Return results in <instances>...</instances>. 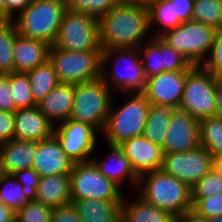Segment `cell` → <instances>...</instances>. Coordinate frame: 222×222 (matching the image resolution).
I'll return each instance as SVG.
<instances>
[{"label": "cell", "instance_id": "1", "mask_svg": "<svg viewBox=\"0 0 222 222\" xmlns=\"http://www.w3.org/2000/svg\"><path fill=\"white\" fill-rule=\"evenodd\" d=\"M101 49L139 48L152 39L145 0L116 4L99 19Z\"/></svg>", "mask_w": 222, "mask_h": 222}, {"label": "cell", "instance_id": "2", "mask_svg": "<svg viewBox=\"0 0 222 222\" xmlns=\"http://www.w3.org/2000/svg\"><path fill=\"white\" fill-rule=\"evenodd\" d=\"M118 95L121 98H117ZM150 107V101L142 93L114 94L104 129L100 134L102 144L118 146L125 140L141 136Z\"/></svg>", "mask_w": 222, "mask_h": 222}, {"label": "cell", "instance_id": "3", "mask_svg": "<svg viewBox=\"0 0 222 222\" xmlns=\"http://www.w3.org/2000/svg\"><path fill=\"white\" fill-rule=\"evenodd\" d=\"M134 193L154 207L169 212L175 218L192 210L191 188L162 169L138 177Z\"/></svg>", "mask_w": 222, "mask_h": 222}, {"label": "cell", "instance_id": "4", "mask_svg": "<svg viewBox=\"0 0 222 222\" xmlns=\"http://www.w3.org/2000/svg\"><path fill=\"white\" fill-rule=\"evenodd\" d=\"M101 78L115 94L142 93L147 78L139 48L102 50Z\"/></svg>", "mask_w": 222, "mask_h": 222}, {"label": "cell", "instance_id": "5", "mask_svg": "<svg viewBox=\"0 0 222 222\" xmlns=\"http://www.w3.org/2000/svg\"><path fill=\"white\" fill-rule=\"evenodd\" d=\"M66 10L65 0H33L13 21L19 35L53 46Z\"/></svg>", "mask_w": 222, "mask_h": 222}, {"label": "cell", "instance_id": "6", "mask_svg": "<svg viewBox=\"0 0 222 222\" xmlns=\"http://www.w3.org/2000/svg\"><path fill=\"white\" fill-rule=\"evenodd\" d=\"M114 94L101 77L74 85V101L69 119L86 123L101 134Z\"/></svg>", "mask_w": 222, "mask_h": 222}, {"label": "cell", "instance_id": "7", "mask_svg": "<svg viewBox=\"0 0 222 222\" xmlns=\"http://www.w3.org/2000/svg\"><path fill=\"white\" fill-rule=\"evenodd\" d=\"M102 50L68 51L51 46L49 61L60 83L80 84L101 77Z\"/></svg>", "mask_w": 222, "mask_h": 222}, {"label": "cell", "instance_id": "8", "mask_svg": "<svg viewBox=\"0 0 222 222\" xmlns=\"http://www.w3.org/2000/svg\"><path fill=\"white\" fill-rule=\"evenodd\" d=\"M216 31L208 25L191 20L182 22L160 38L195 66L202 65L209 56Z\"/></svg>", "mask_w": 222, "mask_h": 222}, {"label": "cell", "instance_id": "9", "mask_svg": "<svg viewBox=\"0 0 222 222\" xmlns=\"http://www.w3.org/2000/svg\"><path fill=\"white\" fill-rule=\"evenodd\" d=\"M217 78L202 65L193 66L188 72L179 110L195 117L198 121L216 116L215 100Z\"/></svg>", "mask_w": 222, "mask_h": 222}, {"label": "cell", "instance_id": "10", "mask_svg": "<svg viewBox=\"0 0 222 222\" xmlns=\"http://www.w3.org/2000/svg\"><path fill=\"white\" fill-rule=\"evenodd\" d=\"M53 46L68 51L102 50L99 19L67 9Z\"/></svg>", "mask_w": 222, "mask_h": 222}, {"label": "cell", "instance_id": "11", "mask_svg": "<svg viewBox=\"0 0 222 222\" xmlns=\"http://www.w3.org/2000/svg\"><path fill=\"white\" fill-rule=\"evenodd\" d=\"M71 203L79 199L123 200L124 191L100 173L93 161L74 163L70 173Z\"/></svg>", "mask_w": 222, "mask_h": 222}, {"label": "cell", "instance_id": "12", "mask_svg": "<svg viewBox=\"0 0 222 222\" xmlns=\"http://www.w3.org/2000/svg\"><path fill=\"white\" fill-rule=\"evenodd\" d=\"M54 135L74 163L91 161L101 140L100 134L93 127L71 119L56 125Z\"/></svg>", "mask_w": 222, "mask_h": 222}, {"label": "cell", "instance_id": "13", "mask_svg": "<svg viewBox=\"0 0 222 222\" xmlns=\"http://www.w3.org/2000/svg\"><path fill=\"white\" fill-rule=\"evenodd\" d=\"M214 159L202 146L186 152L164 153L162 170L192 188L213 169Z\"/></svg>", "mask_w": 222, "mask_h": 222}, {"label": "cell", "instance_id": "14", "mask_svg": "<svg viewBox=\"0 0 222 222\" xmlns=\"http://www.w3.org/2000/svg\"><path fill=\"white\" fill-rule=\"evenodd\" d=\"M139 52L146 78L161 72L189 71L194 66L160 37L144 42Z\"/></svg>", "mask_w": 222, "mask_h": 222}, {"label": "cell", "instance_id": "15", "mask_svg": "<svg viewBox=\"0 0 222 222\" xmlns=\"http://www.w3.org/2000/svg\"><path fill=\"white\" fill-rule=\"evenodd\" d=\"M199 146V121L192 115L175 109L161 147L163 154L186 152Z\"/></svg>", "mask_w": 222, "mask_h": 222}, {"label": "cell", "instance_id": "16", "mask_svg": "<svg viewBox=\"0 0 222 222\" xmlns=\"http://www.w3.org/2000/svg\"><path fill=\"white\" fill-rule=\"evenodd\" d=\"M101 141L98 143L95 153L92 156L93 163L97 166L100 173L106 178L117 184L124 192L130 188L131 193L136 190L138 184V177L132 170L128 158L122 153L118 146L105 145V150L107 152H102L98 154V150ZM103 155V156H102ZM101 157V158H100ZM127 184V188L124 185ZM124 187V188H123ZM125 189V190H124Z\"/></svg>", "mask_w": 222, "mask_h": 222}, {"label": "cell", "instance_id": "17", "mask_svg": "<svg viewBox=\"0 0 222 222\" xmlns=\"http://www.w3.org/2000/svg\"><path fill=\"white\" fill-rule=\"evenodd\" d=\"M188 71L161 72L147 78L142 94L151 104L169 105L178 109Z\"/></svg>", "mask_w": 222, "mask_h": 222}, {"label": "cell", "instance_id": "18", "mask_svg": "<svg viewBox=\"0 0 222 222\" xmlns=\"http://www.w3.org/2000/svg\"><path fill=\"white\" fill-rule=\"evenodd\" d=\"M118 147L128 158L137 177L162 168L163 151L143 135L125 140Z\"/></svg>", "mask_w": 222, "mask_h": 222}, {"label": "cell", "instance_id": "19", "mask_svg": "<svg viewBox=\"0 0 222 222\" xmlns=\"http://www.w3.org/2000/svg\"><path fill=\"white\" fill-rule=\"evenodd\" d=\"M74 162L63 151L55 135L36 142V153L32 168L40 176L70 174Z\"/></svg>", "mask_w": 222, "mask_h": 222}, {"label": "cell", "instance_id": "20", "mask_svg": "<svg viewBox=\"0 0 222 222\" xmlns=\"http://www.w3.org/2000/svg\"><path fill=\"white\" fill-rule=\"evenodd\" d=\"M15 139L43 141L54 135L55 125L39 110L38 106L14 112Z\"/></svg>", "mask_w": 222, "mask_h": 222}, {"label": "cell", "instance_id": "21", "mask_svg": "<svg viewBox=\"0 0 222 222\" xmlns=\"http://www.w3.org/2000/svg\"><path fill=\"white\" fill-rule=\"evenodd\" d=\"M36 141L13 139L0 145V173L15 174L32 168Z\"/></svg>", "mask_w": 222, "mask_h": 222}, {"label": "cell", "instance_id": "22", "mask_svg": "<svg viewBox=\"0 0 222 222\" xmlns=\"http://www.w3.org/2000/svg\"><path fill=\"white\" fill-rule=\"evenodd\" d=\"M51 45L17 35L14 42V72L27 73L48 60Z\"/></svg>", "mask_w": 222, "mask_h": 222}, {"label": "cell", "instance_id": "23", "mask_svg": "<svg viewBox=\"0 0 222 222\" xmlns=\"http://www.w3.org/2000/svg\"><path fill=\"white\" fill-rule=\"evenodd\" d=\"M73 101L74 84L59 83L37 106L56 126L70 118Z\"/></svg>", "mask_w": 222, "mask_h": 222}, {"label": "cell", "instance_id": "24", "mask_svg": "<svg viewBox=\"0 0 222 222\" xmlns=\"http://www.w3.org/2000/svg\"><path fill=\"white\" fill-rule=\"evenodd\" d=\"M126 194L121 205V222H172L175 219L169 212L154 207L136 193L133 192V197L130 196L132 193L128 196L126 191Z\"/></svg>", "mask_w": 222, "mask_h": 222}, {"label": "cell", "instance_id": "25", "mask_svg": "<svg viewBox=\"0 0 222 222\" xmlns=\"http://www.w3.org/2000/svg\"><path fill=\"white\" fill-rule=\"evenodd\" d=\"M83 222H121L122 200L79 199L72 202Z\"/></svg>", "mask_w": 222, "mask_h": 222}, {"label": "cell", "instance_id": "26", "mask_svg": "<svg viewBox=\"0 0 222 222\" xmlns=\"http://www.w3.org/2000/svg\"><path fill=\"white\" fill-rule=\"evenodd\" d=\"M35 200L53 209L71 203L70 174L40 177Z\"/></svg>", "mask_w": 222, "mask_h": 222}, {"label": "cell", "instance_id": "27", "mask_svg": "<svg viewBox=\"0 0 222 222\" xmlns=\"http://www.w3.org/2000/svg\"><path fill=\"white\" fill-rule=\"evenodd\" d=\"M149 14V26L153 37H160L182 22L175 16L170 0H145Z\"/></svg>", "mask_w": 222, "mask_h": 222}, {"label": "cell", "instance_id": "28", "mask_svg": "<svg viewBox=\"0 0 222 222\" xmlns=\"http://www.w3.org/2000/svg\"><path fill=\"white\" fill-rule=\"evenodd\" d=\"M174 110L169 105L151 104L142 135L162 147Z\"/></svg>", "mask_w": 222, "mask_h": 222}, {"label": "cell", "instance_id": "29", "mask_svg": "<svg viewBox=\"0 0 222 222\" xmlns=\"http://www.w3.org/2000/svg\"><path fill=\"white\" fill-rule=\"evenodd\" d=\"M26 74L28 75L31 94L36 104L60 83L49 59Z\"/></svg>", "mask_w": 222, "mask_h": 222}, {"label": "cell", "instance_id": "30", "mask_svg": "<svg viewBox=\"0 0 222 222\" xmlns=\"http://www.w3.org/2000/svg\"><path fill=\"white\" fill-rule=\"evenodd\" d=\"M200 144L213 159L222 157V118L207 117L199 120Z\"/></svg>", "mask_w": 222, "mask_h": 222}, {"label": "cell", "instance_id": "31", "mask_svg": "<svg viewBox=\"0 0 222 222\" xmlns=\"http://www.w3.org/2000/svg\"><path fill=\"white\" fill-rule=\"evenodd\" d=\"M18 35L14 21L0 20V73L14 72V42Z\"/></svg>", "mask_w": 222, "mask_h": 222}, {"label": "cell", "instance_id": "32", "mask_svg": "<svg viewBox=\"0 0 222 222\" xmlns=\"http://www.w3.org/2000/svg\"><path fill=\"white\" fill-rule=\"evenodd\" d=\"M0 201L16 212L31 200L23 193L21 183L13 174L0 173Z\"/></svg>", "mask_w": 222, "mask_h": 222}, {"label": "cell", "instance_id": "33", "mask_svg": "<svg viewBox=\"0 0 222 222\" xmlns=\"http://www.w3.org/2000/svg\"><path fill=\"white\" fill-rule=\"evenodd\" d=\"M192 21L222 29V0H194Z\"/></svg>", "mask_w": 222, "mask_h": 222}, {"label": "cell", "instance_id": "34", "mask_svg": "<svg viewBox=\"0 0 222 222\" xmlns=\"http://www.w3.org/2000/svg\"><path fill=\"white\" fill-rule=\"evenodd\" d=\"M10 87L16 104V111L37 105L32 97L31 85L26 73H10Z\"/></svg>", "mask_w": 222, "mask_h": 222}, {"label": "cell", "instance_id": "35", "mask_svg": "<svg viewBox=\"0 0 222 222\" xmlns=\"http://www.w3.org/2000/svg\"><path fill=\"white\" fill-rule=\"evenodd\" d=\"M65 3L68 10L85 13L97 19L116 6L113 0H65Z\"/></svg>", "mask_w": 222, "mask_h": 222}, {"label": "cell", "instance_id": "36", "mask_svg": "<svg viewBox=\"0 0 222 222\" xmlns=\"http://www.w3.org/2000/svg\"><path fill=\"white\" fill-rule=\"evenodd\" d=\"M53 208L32 200L15 212V222H51Z\"/></svg>", "mask_w": 222, "mask_h": 222}, {"label": "cell", "instance_id": "37", "mask_svg": "<svg viewBox=\"0 0 222 222\" xmlns=\"http://www.w3.org/2000/svg\"><path fill=\"white\" fill-rule=\"evenodd\" d=\"M191 190L192 198H208L219 195L222 193V175L213 168Z\"/></svg>", "mask_w": 222, "mask_h": 222}, {"label": "cell", "instance_id": "38", "mask_svg": "<svg viewBox=\"0 0 222 222\" xmlns=\"http://www.w3.org/2000/svg\"><path fill=\"white\" fill-rule=\"evenodd\" d=\"M192 211L209 220L222 215V193L208 198H192Z\"/></svg>", "mask_w": 222, "mask_h": 222}, {"label": "cell", "instance_id": "39", "mask_svg": "<svg viewBox=\"0 0 222 222\" xmlns=\"http://www.w3.org/2000/svg\"><path fill=\"white\" fill-rule=\"evenodd\" d=\"M202 66L215 77L222 72V29L216 31L210 54Z\"/></svg>", "mask_w": 222, "mask_h": 222}, {"label": "cell", "instance_id": "40", "mask_svg": "<svg viewBox=\"0 0 222 222\" xmlns=\"http://www.w3.org/2000/svg\"><path fill=\"white\" fill-rule=\"evenodd\" d=\"M22 185L23 193L32 201L36 198V190L40 176L33 168L23 169L13 174Z\"/></svg>", "mask_w": 222, "mask_h": 222}, {"label": "cell", "instance_id": "41", "mask_svg": "<svg viewBox=\"0 0 222 222\" xmlns=\"http://www.w3.org/2000/svg\"><path fill=\"white\" fill-rule=\"evenodd\" d=\"M0 111H16V104L10 87V74L0 73Z\"/></svg>", "mask_w": 222, "mask_h": 222}, {"label": "cell", "instance_id": "42", "mask_svg": "<svg viewBox=\"0 0 222 222\" xmlns=\"http://www.w3.org/2000/svg\"><path fill=\"white\" fill-rule=\"evenodd\" d=\"M15 139L14 112L0 111V145Z\"/></svg>", "mask_w": 222, "mask_h": 222}, {"label": "cell", "instance_id": "43", "mask_svg": "<svg viewBox=\"0 0 222 222\" xmlns=\"http://www.w3.org/2000/svg\"><path fill=\"white\" fill-rule=\"evenodd\" d=\"M51 222H83L72 203L53 209Z\"/></svg>", "mask_w": 222, "mask_h": 222}, {"label": "cell", "instance_id": "44", "mask_svg": "<svg viewBox=\"0 0 222 222\" xmlns=\"http://www.w3.org/2000/svg\"><path fill=\"white\" fill-rule=\"evenodd\" d=\"M174 4L175 16L181 22L192 20L194 0H170Z\"/></svg>", "mask_w": 222, "mask_h": 222}, {"label": "cell", "instance_id": "45", "mask_svg": "<svg viewBox=\"0 0 222 222\" xmlns=\"http://www.w3.org/2000/svg\"><path fill=\"white\" fill-rule=\"evenodd\" d=\"M33 0H6V20L13 21Z\"/></svg>", "mask_w": 222, "mask_h": 222}, {"label": "cell", "instance_id": "46", "mask_svg": "<svg viewBox=\"0 0 222 222\" xmlns=\"http://www.w3.org/2000/svg\"><path fill=\"white\" fill-rule=\"evenodd\" d=\"M0 222H15V212L0 201Z\"/></svg>", "mask_w": 222, "mask_h": 222}, {"label": "cell", "instance_id": "47", "mask_svg": "<svg viewBox=\"0 0 222 222\" xmlns=\"http://www.w3.org/2000/svg\"><path fill=\"white\" fill-rule=\"evenodd\" d=\"M179 219L182 222H209V220L205 219L204 217H200L196 213H194L192 210L186 212L183 214Z\"/></svg>", "mask_w": 222, "mask_h": 222}, {"label": "cell", "instance_id": "48", "mask_svg": "<svg viewBox=\"0 0 222 222\" xmlns=\"http://www.w3.org/2000/svg\"><path fill=\"white\" fill-rule=\"evenodd\" d=\"M215 100L217 103V114L222 118V85L216 81Z\"/></svg>", "mask_w": 222, "mask_h": 222}, {"label": "cell", "instance_id": "49", "mask_svg": "<svg viewBox=\"0 0 222 222\" xmlns=\"http://www.w3.org/2000/svg\"><path fill=\"white\" fill-rule=\"evenodd\" d=\"M0 20H6V0H0Z\"/></svg>", "mask_w": 222, "mask_h": 222}, {"label": "cell", "instance_id": "50", "mask_svg": "<svg viewBox=\"0 0 222 222\" xmlns=\"http://www.w3.org/2000/svg\"><path fill=\"white\" fill-rule=\"evenodd\" d=\"M213 168L222 175V157L214 159Z\"/></svg>", "mask_w": 222, "mask_h": 222}, {"label": "cell", "instance_id": "51", "mask_svg": "<svg viewBox=\"0 0 222 222\" xmlns=\"http://www.w3.org/2000/svg\"><path fill=\"white\" fill-rule=\"evenodd\" d=\"M115 4H132L139 3L143 0H113Z\"/></svg>", "mask_w": 222, "mask_h": 222}, {"label": "cell", "instance_id": "52", "mask_svg": "<svg viewBox=\"0 0 222 222\" xmlns=\"http://www.w3.org/2000/svg\"><path fill=\"white\" fill-rule=\"evenodd\" d=\"M209 222H222V215L209 219Z\"/></svg>", "mask_w": 222, "mask_h": 222}, {"label": "cell", "instance_id": "53", "mask_svg": "<svg viewBox=\"0 0 222 222\" xmlns=\"http://www.w3.org/2000/svg\"><path fill=\"white\" fill-rule=\"evenodd\" d=\"M216 78L217 82L222 85V72Z\"/></svg>", "mask_w": 222, "mask_h": 222}, {"label": "cell", "instance_id": "54", "mask_svg": "<svg viewBox=\"0 0 222 222\" xmlns=\"http://www.w3.org/2000/svg\"><path fill=\"white\" fill-rule=\"evenodd\" d=\"M172 222H182L179 218H175Z\"/></svg>", "mask_w": 222, "mask_h": 222}]
</instances>
